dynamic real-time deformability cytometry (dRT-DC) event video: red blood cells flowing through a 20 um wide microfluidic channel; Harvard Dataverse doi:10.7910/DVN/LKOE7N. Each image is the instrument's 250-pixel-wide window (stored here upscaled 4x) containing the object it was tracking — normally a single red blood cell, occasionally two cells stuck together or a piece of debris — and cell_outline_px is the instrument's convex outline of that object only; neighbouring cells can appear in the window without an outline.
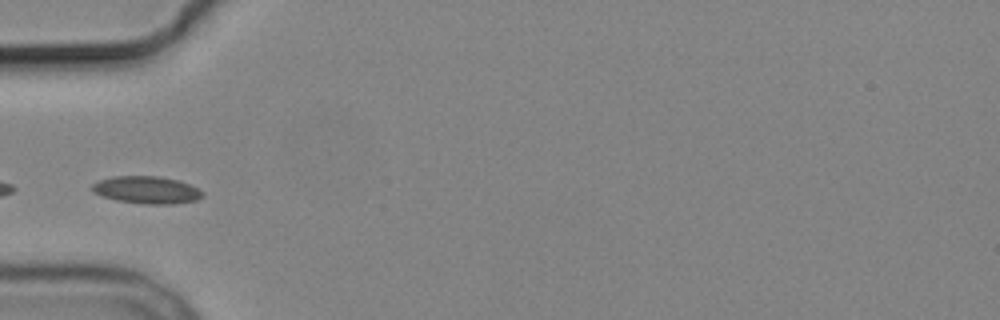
{"species": "common noctule bat (a hibernating species)", "species_latin": "Nyctalus noctula", "temperature_condition": "cold", "stored_images_in_passage": 8, "camera_frame_rate_fps": 3000, "um_per_image_px": 0.085, "animal": {"sex": "male", "body_mass_g": 19.2, "forearm_length_mm": 51.8}, "frame": {"image": 1, "passage_image": 2, "time_ms": 2.333, "image_size_px": [1000, 320], "cell_outline_px": [[204, 196], [196, 200], [172, 204], [144, 204], [116, 200], [92, 192], [92, 184], [100, 180], [112, 176], [160, 176], [180, 180], [204, 192]], "centroid_in_image_um": [12.48, 16.14], "position_along_channel_um": 72.5, "area_um2": 17.63}}
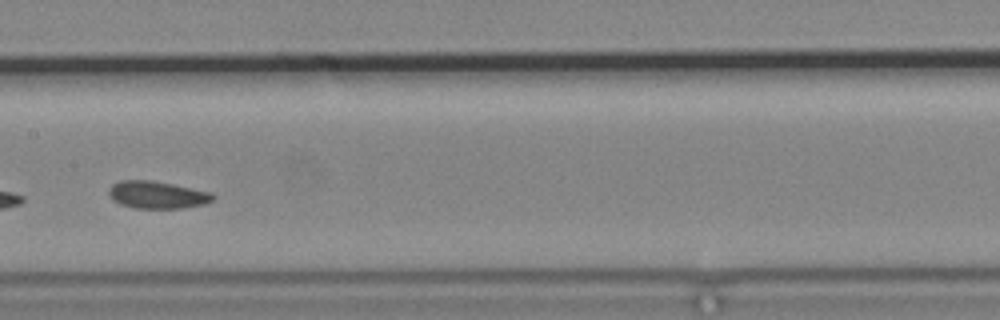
{"frame": {"image": 2, "passage_image": 5, "time_ms": 5.667, "image_size_px": [1000, 320], "cell_outline_px": [[216, 196], [212, 200], [204, 204], [180, 208], [136, 208], [120, 204], [112, 200], [108, 192], [108, 188], [112, 184], [120, 180], [152, 180], [212, 192]], "centroid_in_image_um": [13.34, 16.55], "position_along_channel_um": 194.1, "area_um2": 16.65}}
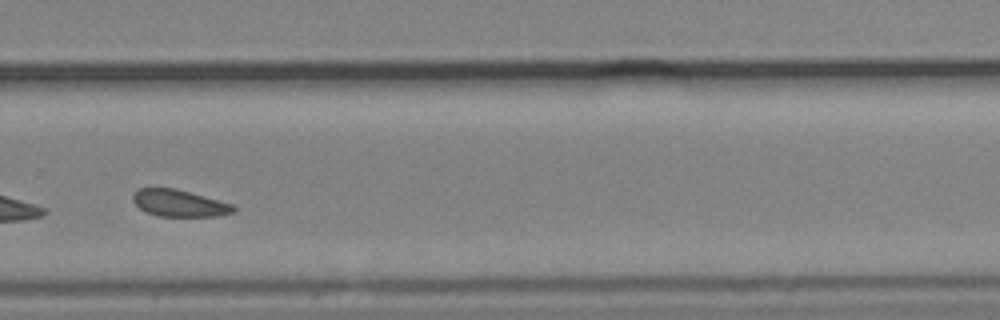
{"frame": {"image": 3, "passage_image": 8, "time_ms": 9.0, "image_size_px": [1000, 320], "cell_outline_px": [[236, 212], [220, 216], [156, 216], [140, 208], [132, 200], [132, 196], [136, 188], [176, 188], [232, 204], [236, 208]], "centroid_in_image_um": [15.24, 17.27], "position_along_channel_um": 314.6, "area_um2": 15.78}}